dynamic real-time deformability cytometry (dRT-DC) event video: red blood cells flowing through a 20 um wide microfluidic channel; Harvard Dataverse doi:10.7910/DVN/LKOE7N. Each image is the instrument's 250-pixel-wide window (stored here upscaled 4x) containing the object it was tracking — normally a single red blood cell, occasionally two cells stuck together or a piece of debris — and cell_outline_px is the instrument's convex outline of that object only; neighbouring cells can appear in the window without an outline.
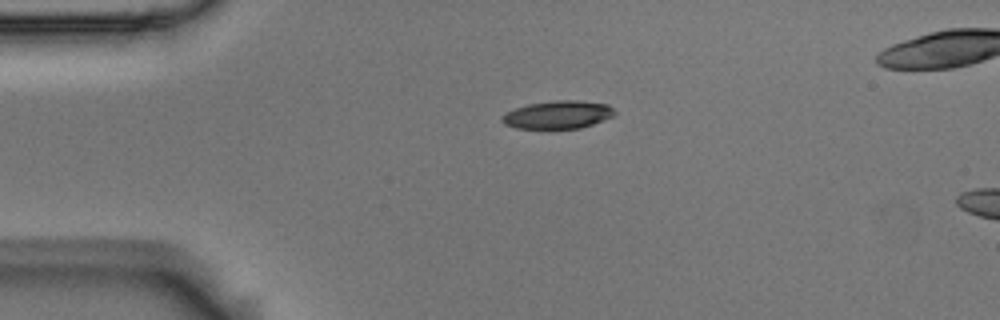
{"species": "Egyptian fruit bat (a non-hibernating species)", "species_latin": "Rousettus aegyptiacus", "temperature_condition": "room temperature", "stored_images_in_passage": 3, "camera_frame_rate_fps": 3000, "um_per_image_px": 0.085, "animal": {"sex": "male"}, "frame": {"image": 1, "passage_image": 1, "time_ms": 0.0, "image_size_px": [1000, 320], "cell_outline_px": [[616, 112], [612, 116], [604, 120], [580, 128], [516, 128], [504, 124], [500, 120], [500, 116], [516, 108], [528, 104], [556, 100], [576, 100], [608, 104]], "centroid_in_image_um": [47.41, 9.75], "position_along_channel_um": 37.6, "area_um2": 18.21}}